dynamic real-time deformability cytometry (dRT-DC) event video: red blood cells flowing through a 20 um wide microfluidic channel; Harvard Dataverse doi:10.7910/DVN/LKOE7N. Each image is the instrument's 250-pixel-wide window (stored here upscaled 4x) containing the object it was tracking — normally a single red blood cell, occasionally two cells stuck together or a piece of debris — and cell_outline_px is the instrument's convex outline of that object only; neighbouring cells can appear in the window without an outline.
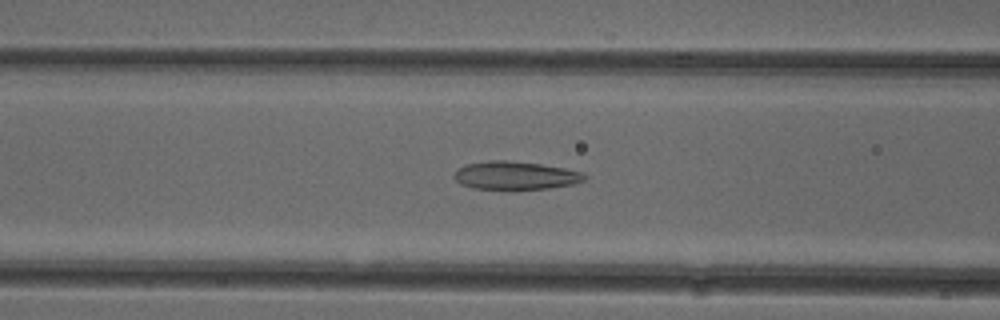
{"species": "common noctule bat (a hibernating species)", "species_latin": "Nyctalus noctula", "temperature_condition": "cold", "stored_images_in_passage": 50, "camera_frame_rate_fps": 3000, "um_per_image_px": 0.085, "animal": {"sex": "female"}, "frame": {"image": 1, "passage_image": 19, "time_ms": 6.0, "image_size_px": [1000, 320], "cell_outline_px": [[588, 176], [584, 180], [576, 184], [548, 188], [472, 188], [460, 184], [452, 176], [460, 168], [468, 164], [488, 160], [508, 160], [540, 164], [564, 168], [580, 172]], "centroid_in_image_um": [43.82, 14.9], "position_along_channel_um": 122.8, "area_um2": 21.04}}
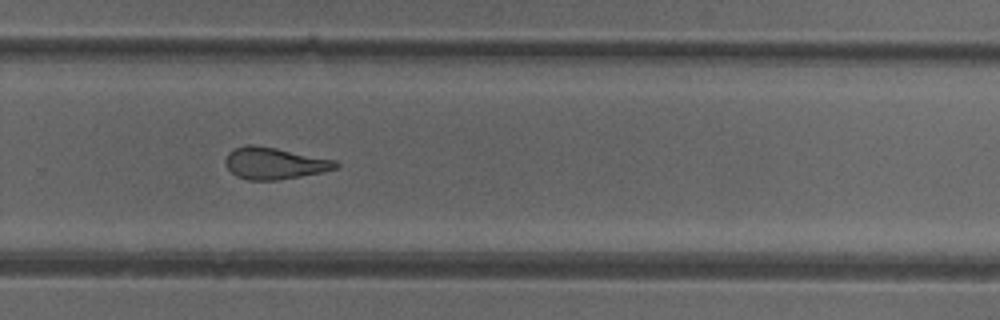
{"frame": {"image": 2, "passage_image": 33, "time_ms": 10.667, "image_size_px": [1000, 320], "cell_outline_px": [[340, 164], [336, 168], [320, 172], [300, 176], [276, 180], [248, 180], [236, 176], [224, 164], [224, 160], [228, 152], [236, 148], [248, 144], [252, 144], [276, 148], [336, 160]], "centroid_in_image_um": [23.29, 13.87], "position_along_channel_um": 306.5, "area_um2": 20.29}}
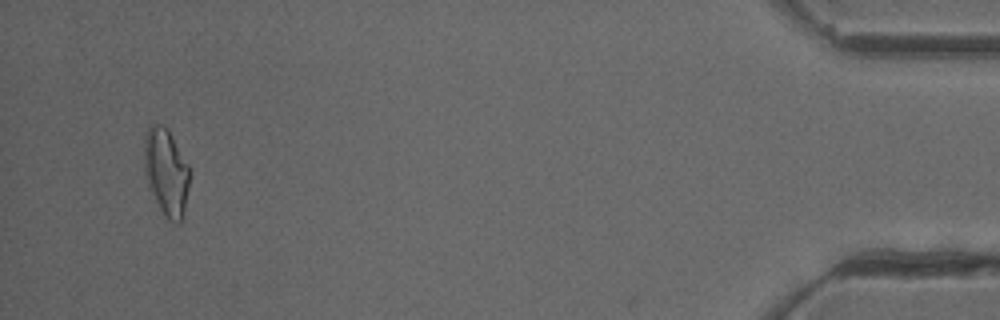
{"frame": {"image": 3, "passage_image": 48, "time_ms": 15.667, "image_size_px": [1000, 320], "cell_outline_px": [[188, 188], [184, 212], [180, 224], [176, 224], [168, 220], [164, 216], [148, 188], [144, 172], [144, 136], [148, 124], [164, 124], [168, 128], [188, 164]], "centroid_in_image_um": [14.09, 14.6], "position_along_channel_um": 421.1, "area_um2": 23.41}, "authors_computed_cell_mechanics": {"area_um2": 21.6172, "velocity_mm_per_s": 3.9322, "shape_relaxation_time_tau1_ms": null, "shape_relaxation_time_tau2_ms": 2.5591, "deformation_change_tau1": null, "deformation_change_tau2": 0.0972}}